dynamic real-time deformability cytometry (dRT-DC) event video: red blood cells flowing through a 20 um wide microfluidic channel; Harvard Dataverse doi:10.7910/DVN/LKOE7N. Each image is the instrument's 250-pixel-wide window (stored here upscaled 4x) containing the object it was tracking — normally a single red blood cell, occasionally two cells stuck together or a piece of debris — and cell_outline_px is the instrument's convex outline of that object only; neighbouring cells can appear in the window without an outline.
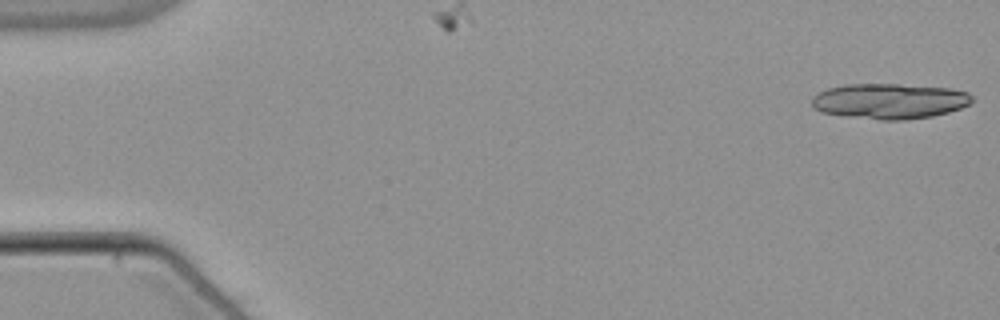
{"species": "common noctule bat (a hibernating species)", "species_latin": "Nyctalus noctula", "temperature_condition": "warm", "stored_images_in_passage": 15, "camera_frame_rate_fps": 3000, "um_per_image_px": 0.085, "animal": {"sex": "male", "body_mass_g": 21.5, "forearm_length_mm": 52.0}, "frame": {"image": 1, "passage_image": 1, "time_ms": 0.0, "image_size_px": [1000, 320], "cell_outline_px": [[972, 100], [968, 104], [960, 108], [948, 112], [932, 116], [904, 120], [880, 120], [844, 116], [820, 112], [812, 108], [812, 96], [828, 88], [844, 84], [900, 84], [948, 88], [968, 92], [972, 96]], "centroid_in_image_um": [75.56, 8.6], "position_along_channel_um": 9.4, "area_um2": 33.18}}